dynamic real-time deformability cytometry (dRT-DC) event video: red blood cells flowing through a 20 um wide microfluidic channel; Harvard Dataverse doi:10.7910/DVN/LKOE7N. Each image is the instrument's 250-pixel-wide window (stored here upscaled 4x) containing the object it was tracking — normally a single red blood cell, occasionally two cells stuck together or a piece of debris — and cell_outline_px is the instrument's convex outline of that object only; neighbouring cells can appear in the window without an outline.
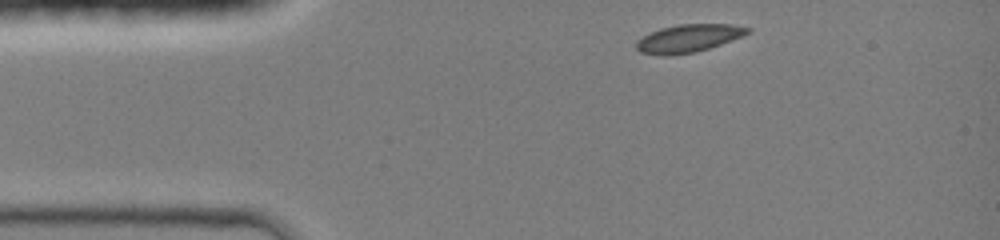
{"species": "common noctule bat (a hibernating species)", "species_latin": "Nyctalus noctula", "temperature_condition": "room temperature", "stored_images_in_passage": 34, "camera_frame_rate_fps": 3000, "um_per_image_px": 0.085, "animal": {"sex": "female", "body_mass_g": 19.0, "forearm_length_mm": 51.5}, "frame": {"image": 1, "passage_image": 1, "time_ms": 0.0, "image_size_px": [1000, 240], "cell_outline_px": [[752, 32], [744, 36], [696, 52], [672, 56], [664, 56], [640, 52], [636, 48], [636, 40], [660, 28], [680, 24], [732, 24], [752, 28]], "centroid_in_image_um": [58.55, 3.26], "position_along_channel_um": 26.5, "area_um2": 18.21}}
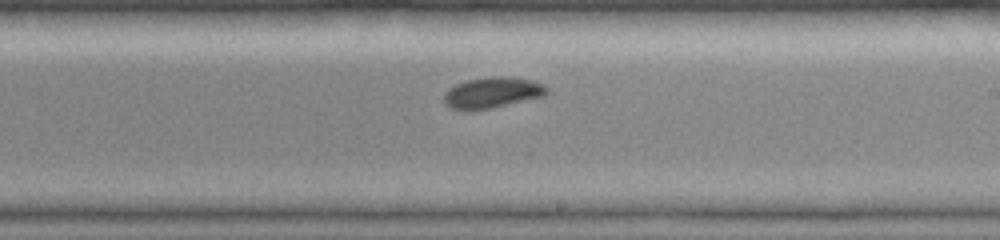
{"frame": {"image": 2, "passage_image": 20, "time_ms": 6.333, "image_size_px": [1000, 240], "cell_outline_px": [[548, 92], [544, 96], [492, 108], [452, 108], [444, 104], [444, 92], [448, 88], [456, 84], [468, 80], [488, 76], [512, 76], [544, 84], [548, 88]], "centroid_in_image_um": [41.87, 7.84], "position_along_channel_um": 247.1, "area_um2": 18.26}}
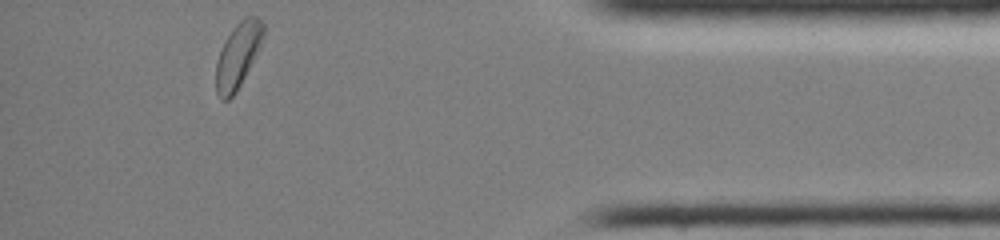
{"frame": {"image": 3, "passage_image": 34, "time_ms": 11.0, "image_size_px": [1000, 240], "cell_outline_px": [[264, 32], [260, 48], [236, 92], [228, 100], [220, 100], [216, 92], [216, 60], [224, 40], [232, 28], [244, 16], [256, 16], [264, 24]], "centroid_in_image_um": [20.21, 4.7], "position_along_channel_um": 415.0, "area_um2": 18.09}, "authors_computed_cell_mechanics": {"area_um2": 18.2648, "velocity_mm_per_s": 4.2626, "shape_relaxation_time_tau1_ms": 1.7482, "shape_relaxation_time_tau2_ms": 7.5058, "deformation_change_tau1": 0.0984, "deformation_change_tau2": 0.0862}}